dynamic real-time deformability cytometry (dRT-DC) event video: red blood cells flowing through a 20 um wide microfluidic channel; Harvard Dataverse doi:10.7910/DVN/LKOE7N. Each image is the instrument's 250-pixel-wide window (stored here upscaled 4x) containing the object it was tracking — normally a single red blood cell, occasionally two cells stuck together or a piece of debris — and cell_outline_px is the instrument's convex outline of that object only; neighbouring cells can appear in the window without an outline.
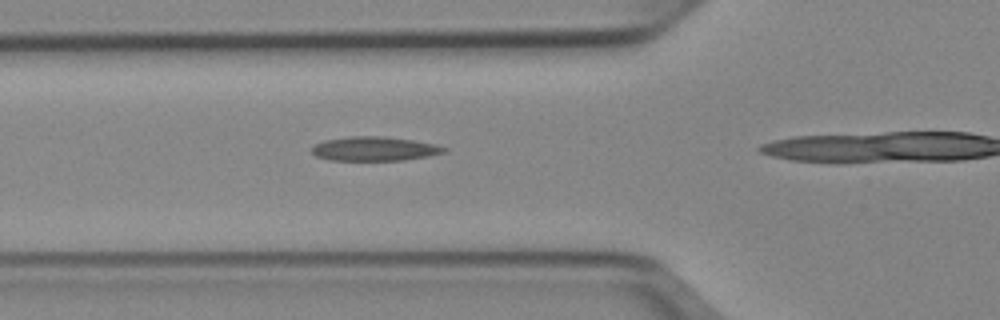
{"species": "Egyptian fruit bat (a non-hibernating species)", "species_latin": "Rousettus aegyptiacus", "temperature_condition": "cold", "stored_images_in_passage": 11, "camera_frame_rate_fps": 3000, "um_per_image_px": 0.085, "animal": {"sex": "female"}, "frame": {"image": 1, "passage_image": 4, "time_ms": 1.0, "image_size_px": [1000, 320], "cell_outline_px": [[448, 148], [444, 152], [428, 156], [404, 160], [328, 160], [316, 156], [312, 152], [312, 148], [316, 144], [324, 140], [348, 136], [384, 136], [412, 140], [436, 144]], "centroid_in_image_um": [31.82, 12.64], "position_along_channel_um": 94.0, "area_um2": 18.61}}
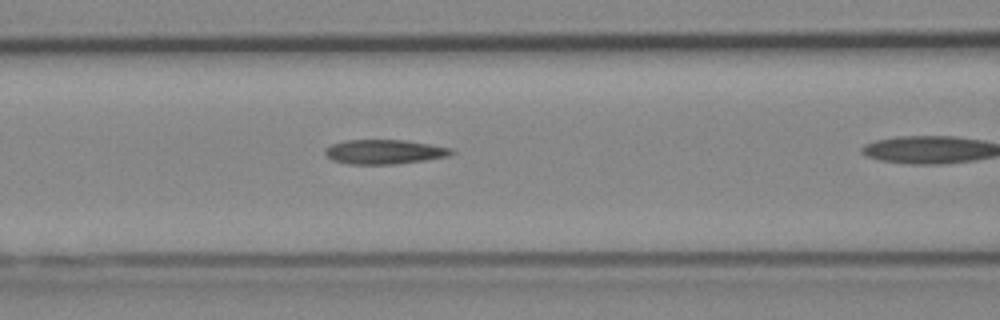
{"frame": {"image": 2, "passage_image": 7, "time_ms": 2.0, "image_size_px": [1000, 320], "cell_outline_px": [[456, 152], [448, 156], [424, 160], [392, 164], [348, 164], [332, 160], [324, 152], [324, 148], [332, 144], [344, 140], [408, 140], [452, 148]], "centroid_in_image_um": [32.67, 12.89], "position_along_channel_um": 133.9, "area_um2": 18.03}}
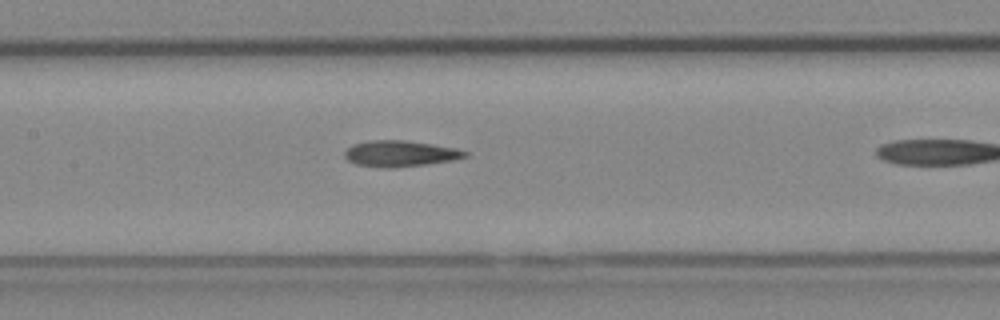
{"frame": {"image": 3, "passage_image": 10, "time_ms": 3.0, "image_size_px": [1000, 320], "cell_outline_px": [[468, 156], [452, 160], [424, 164], [392, 168], [384, 168], [356, 164], [348, 160], [344, 156], [344, 152], [352, 144], [368, 140], [404, 140], [432, 144], [456, 148], [468, 152]], "centroid_in_image_um": [33.98, 13.05], "position_along_channel_um": 173.4, "area_um2": 18.21}}